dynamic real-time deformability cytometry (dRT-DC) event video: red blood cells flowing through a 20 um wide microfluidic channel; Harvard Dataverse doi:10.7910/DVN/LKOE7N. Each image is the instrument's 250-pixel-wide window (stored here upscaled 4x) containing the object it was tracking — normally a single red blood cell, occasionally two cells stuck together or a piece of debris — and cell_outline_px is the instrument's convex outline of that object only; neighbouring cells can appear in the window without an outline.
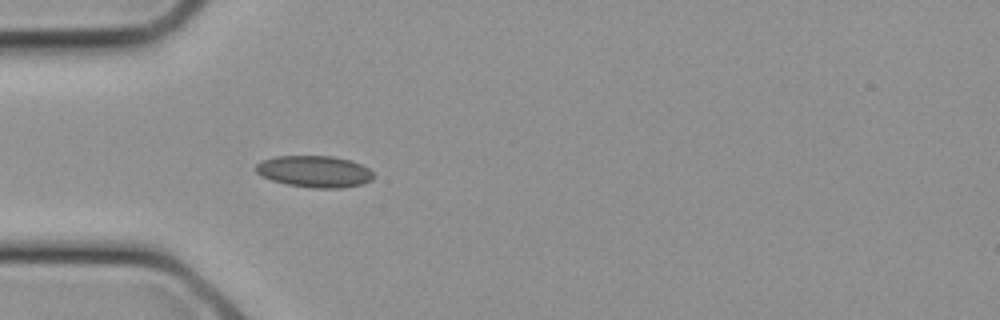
{"species": "common noctule bat (a hibernating species)", "species_latin": "Nyctalus noctula", "temperature_condition": "cold", "stored_images_in_passage": 16, "camera_frame_rate_fps": 3000, "um_per_image_px": 0.085, "animal": {"sex": "female", "body_mass_g": 21.9}, "frame": {"image": 1, "passage_image": 8, "time_ms": 2.333, "image_size_px": [1000, 320], "cell_outline_px": [[376, 176], [372, 180], [360, 184], [340, 188], [312, 188], [288, 184], [272, 180], [256, 172], [256, 164], [264, 160], [276, 156], [332, 156], [352, 160], [368, 168]], "centroid_in_image_um": [26.77, 14.57], "position_along_channel_um": 58.2, "area_um2": 21.56}}
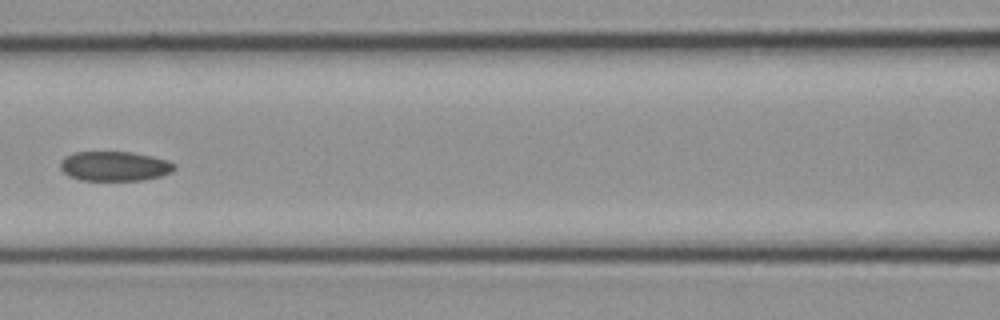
{"frame": {"image": 2, "passage_image": 12, "time_ms": 3.667, "image_size_px": [1000, 320], "cell_outline_px": [[176, 168], [172, 172], [160, 176], [144, 180], [80, 180], [68, 176], [60, 168], [60, 160], [64, 156], [76, 152], [132, 152], [152, 156], [168, 160], [176, 164]], "centroid_in_image_um": [9.74, 14.12], "position_along_channel_um": 156.9, "area_um2": 19.88}}
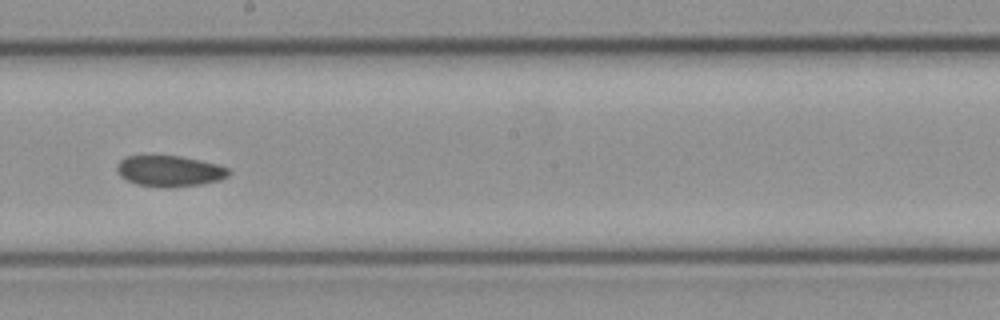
{"frame": {"image": 3, "passage_image": 15, "time_ms": 4.667, "image_size_px": [1000, 320], "cell_outline_px": [[232, 172], [228, 176], [220, 180], [204, 184], [168, 188], [136, 184], [120, 176], [116, 172], [116, 164], [124, 156], [180, 156], [200, 160], [216, 164], [228, 168]], "centroid_in_image_um": [14.41, 14.54], "position_along_channel_um": 233.8, "area_um2": 20.35}}